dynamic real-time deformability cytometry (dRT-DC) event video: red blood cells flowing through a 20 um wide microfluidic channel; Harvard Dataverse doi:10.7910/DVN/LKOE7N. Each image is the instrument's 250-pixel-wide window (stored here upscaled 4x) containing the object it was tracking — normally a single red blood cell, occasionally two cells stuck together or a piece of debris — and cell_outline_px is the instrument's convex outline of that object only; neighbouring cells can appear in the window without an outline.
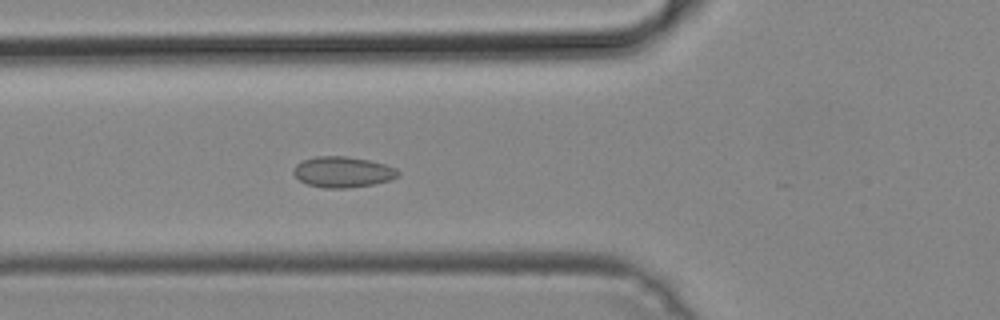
{"species": "common noctule bat (a hibernating species)", "species_latin": "Nyctalus noctula", "temperature_condition": "cold", "stored_images_in_passage": 50, "camera_frame_rate_fps": 3000, "um_per_image_px": 0.085, "animal": {"sex": "male", "body_mass_g": 19.2, "forearm_length_mm": 51.8}, "frame": {"image": 1, "passage_image": 18, "time_ms": 5.667, "image_size_px": [1000, 320], "cell_outline_px": [[400, 172], [396, 176], [388, 180], [372, 184], [348, 188], [324, 188], [308, 184], [300, 180], [292, 172], [296, 164], [304, 160], [316, 156], [348, 156], [368, 160], [384, 164], [396, 168]], "centroid_in_image_um": [29.11, 14.61], "position_along_channel_um": 96.7, "area_um2": 18.55}}
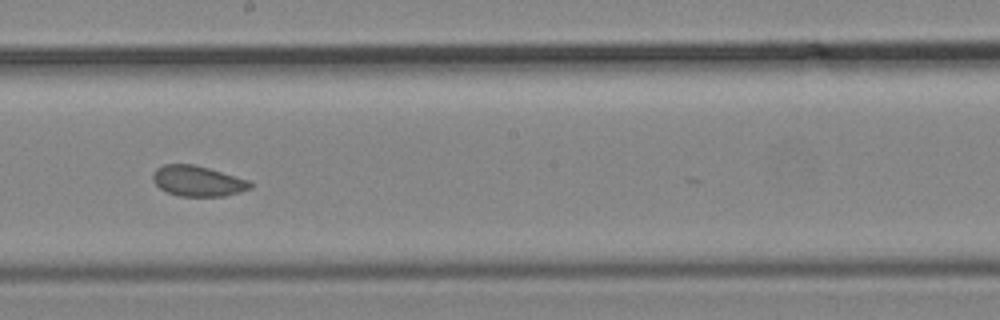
{"frame": {"image": 2, "passage_image": 28, "time_ms": 9.0, "image_size_px": [1000, 320], "cell_outline_px": [[252, 188], [240, 192], [224, 196], [180, 196], [168, 192], [160, 188], [152, 180], [152, 172], [156, 168], [164, 164], [192, 164], [208, 168], [248, 180], [252, 184]], "centroid_in_image_um": [16.78, 15.38], "position_along_channel_um": 231.4, "area_um2": 17.22}}
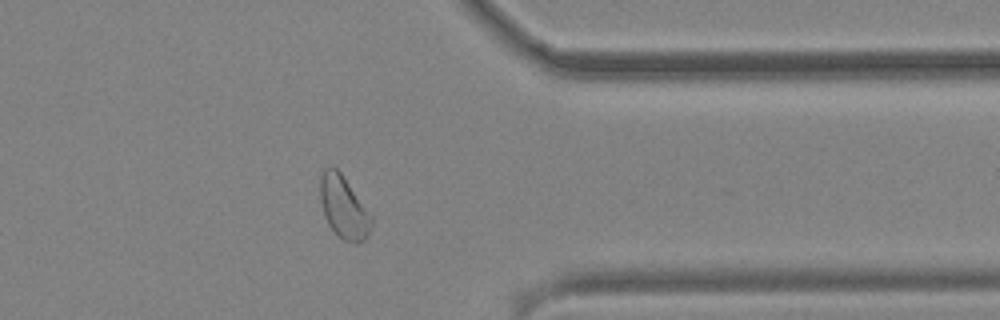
{"frame": {"image": 3, "passage_image": 40, "time_ms": 13.0, "image_size_px": [1000, 320], "cell_outline_px": [[372, 224], [364, 240], [356, 244], [344, 240], [328, 224], [324, 216], [320, 200], [320, 168], [332, 164], [340, 172], [372, 216]], "centroid_in_image_um": [29.17, 17.56], "position_along_channel_um": 382.2, "area_um2": 18.61}}